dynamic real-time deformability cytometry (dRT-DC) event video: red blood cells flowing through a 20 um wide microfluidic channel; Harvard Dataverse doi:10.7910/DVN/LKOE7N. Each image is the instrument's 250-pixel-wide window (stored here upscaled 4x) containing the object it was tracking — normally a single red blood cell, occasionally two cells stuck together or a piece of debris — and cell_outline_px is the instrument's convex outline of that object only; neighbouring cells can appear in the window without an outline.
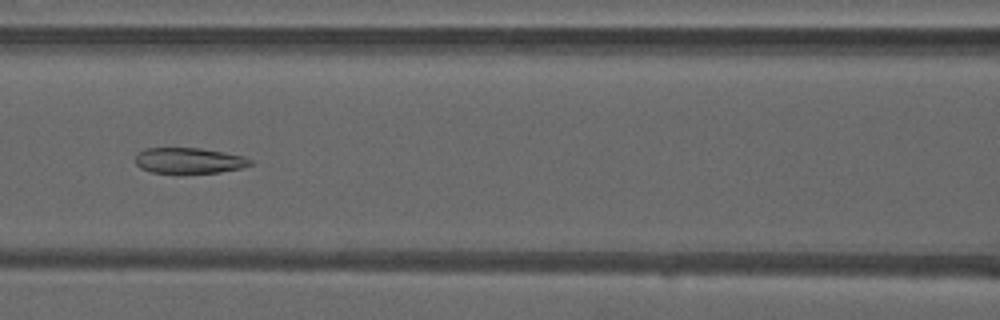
{"species": "common noctule bat (a hibernating species)", "species_latin": "Nyctalus noctula", "temperature_condition": "warm", "stored_images_in_passage": 49, "camera_frame_rate_fps": 3000, "um_per_image_px": 0.085, "animal": {"sex": "male", "forearm_length_mm": 52.5}, "frame": {"image": 1, "passage_image": 22, "time_ms": 7.0, "image_size_px": [1000, 320], "cell_outline_px": [[252, 164], [240, 168], [220, 172], [176, 176], [152, 172], [140, 168], [136, 164], [136, 156], [144, 148], [200, 148], [224, 152], [244, 156], [252, 160]], "centroid_in_image_um": [16.05, 13.69], "position_along_channel_um": 150.6, "area_um2": 17.92}}
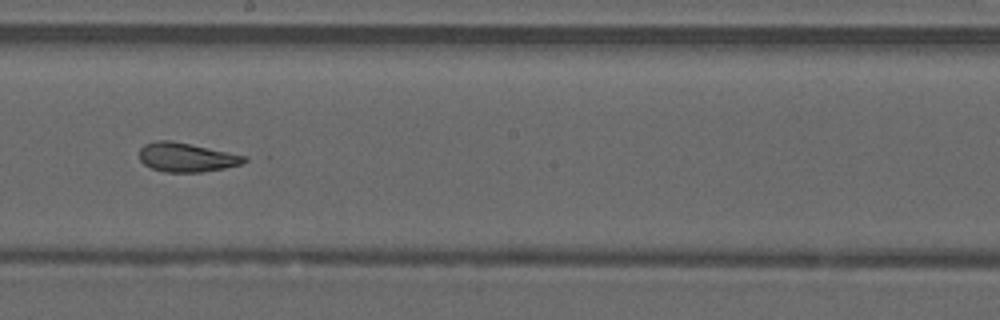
{"frame": {"image": 2, "passage_image": 28, "time_ms": 9.0, "image_size_px": [1000, 320], "cell_outline_px": [[252, 160], [244, 164], [224, 168], [200, 172], [164, 172], [152, 168], [144, 164], [140, 160], [140, 148], [144, 144], [156, 140], [172, 140], [248, 156]], "centroid_in_image_um": [15.91, 13.37], "position_along_channel_um": 232.3, "area_um2": 18.03}}
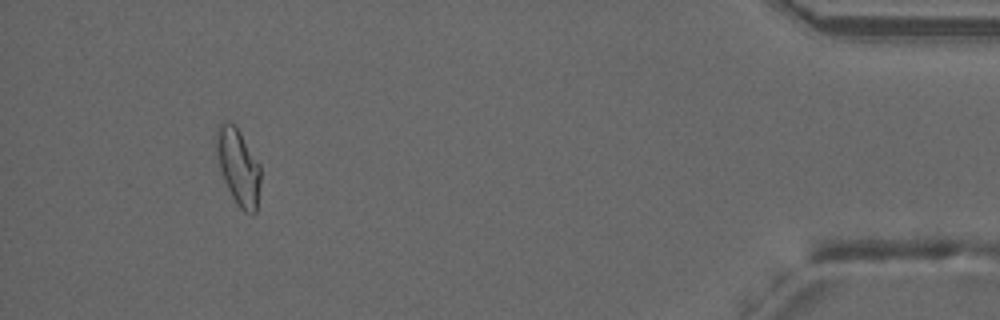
{"frame": {"image": 3, "passage_image": 46, "time_ms": 15.0, "image_size_px": [1000, 320], "cell_outline_px": [[260, 184], [256, 212], [252, 216], [244, 212], [236, 204], [224, 180], [216, 156], [216, 128], [220, 120], [232, 124], [240, 132], [260, 164]], "centroid_in_image_um": [20.25, 14.19], "position_along_channel_um": 414.9, "area_um2": 19.71}, "authors_computed_cell_mechanics": {"area_um2": 19.5364, "velocity_mm_per_s": 4.1188, "shape_relaxation_time_tau1_ms": null, "shape_relaxation_time_tau2_ms": 1.6816, "deformation_change_tau1": null, "deformation_change_tau2": 0.0966}}